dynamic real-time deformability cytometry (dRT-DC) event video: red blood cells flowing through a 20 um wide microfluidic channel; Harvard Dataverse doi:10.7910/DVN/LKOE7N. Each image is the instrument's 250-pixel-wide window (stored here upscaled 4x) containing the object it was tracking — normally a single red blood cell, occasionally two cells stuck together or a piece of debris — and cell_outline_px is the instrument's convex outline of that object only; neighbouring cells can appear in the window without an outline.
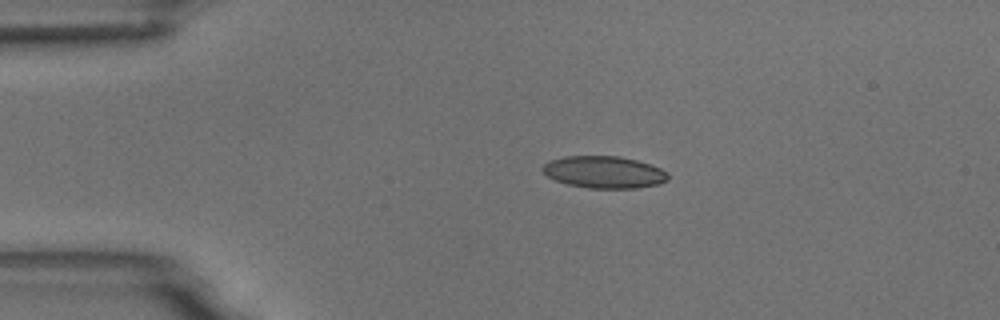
{"species": "common noctule bat (a hibernating species)", "species_latin": "Nyctalus noctula", "temperature_condition": "room temperature", "stored_images_in_passage": 3, "camera_frame_rate_fps": 3000, "um_per_image_px": 0.085, "animal": {"sex": "male", "body_mass_g": 18.8}, "frame": {"image": 1, "passage_image": 3, "time_ms": 3.333, "image_size_px": [1000, 320], "cell_outline_px": [[668, 180], [660, 184], [636, 188], [588, 188], [568, 184], [556, 180], [548, 176], [540, 168], [548, 160], [564, 156], [620, 156], [636, 160], [660, 168], [668, 172]], "centroid_in_image_um": [51.34, 14.63], "position_along_channel_um": 33.7, "area_um2": 23.47}}